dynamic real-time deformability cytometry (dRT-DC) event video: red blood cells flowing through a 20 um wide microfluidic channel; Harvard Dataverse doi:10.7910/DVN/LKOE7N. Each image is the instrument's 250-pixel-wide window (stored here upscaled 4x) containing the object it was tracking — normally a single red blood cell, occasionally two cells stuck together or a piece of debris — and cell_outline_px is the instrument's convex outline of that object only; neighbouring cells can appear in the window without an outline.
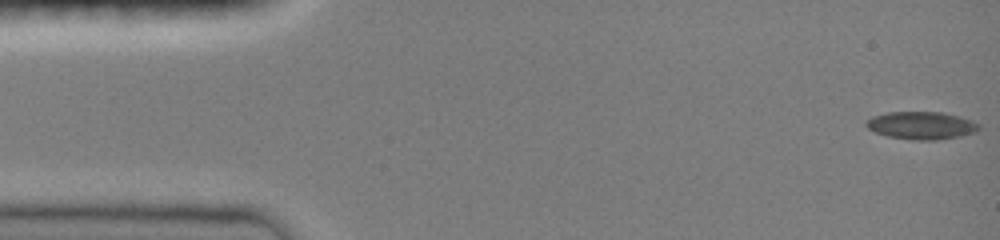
{"species": "common noctule bat (a hibernating species)", "species_latin": "Nyctalus noctula", "temperature_condition": "room temperature", "stored_images_in_passage": 47, "camera_frame_rate_fps": 3000, "um_per_image_px": 0.085, "animal": {"sex": "female", "body_mass_g": 19.0, "forearm_length_mm": 51.5}, "frame": {"image": 1, "passage_image": 1, "time_ms": 0.0, "image_size_px": [1000, 240], "cell_outline_px": [[980, 128], [976, 132], [960, 136], [936, 140], [912, 140], [888, 136], [876, 132], [868, 128], [864, 124], [872, 116], [888, 112], [944, 112], [960, 116], [972, 120], [980, 124]], "centroid_in_image_um": [78.35, 10.66], "position_along_channel_um": 6.6, "area_um2": 18.26}}
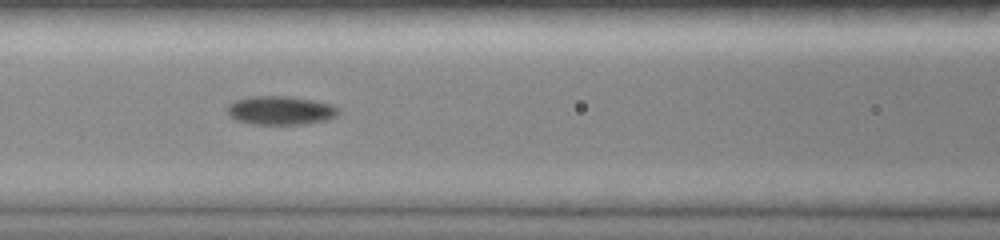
{"frame": {"image": 2, "passage_image": 20, "time_ms": 6.333, "image_size_px": [1000, 240], "cell_outline_px": [[340, 112], [336, 116], [324, 120], [304, 124], [252, 124], [236, 120], [228, 112], [228, 104], [236, 100], [248, 96], [292, 96], [332, 104], [340, 108]], "centroid_in_image_um": [23.87, 9.37], "position_along_channel_um": 142.7, "area_um2": 18.61}}
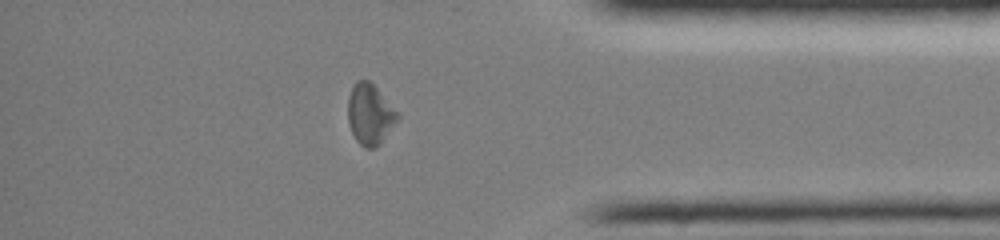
{"frame": {"image": 3, "passage_image": 40, "time_ms": 13.0, "image_size_px": [1000, 240], "cell_outline_px": [[400, 116], [380, 144], [376, 148], [364, 148], [356, 140], [348, 124], [348, 96], [356, 80], [368, 80], [400, 112]], "centroid_in_image_um": [31.45, 9.72], "position_along_channel_um": 403.7, "area_um2": 17.57}, "authors_computed_cell_mechanics": {"area_um2": 17.7446, "velocity_mm_per_s": 4.0829, "shape_relaxation_time_tau1_ms": null, "shape_relaxation_time_tau2_ms": 4.4889, "deformation_change_tau1": null, "deformation_change_tau2": 0.0938}}